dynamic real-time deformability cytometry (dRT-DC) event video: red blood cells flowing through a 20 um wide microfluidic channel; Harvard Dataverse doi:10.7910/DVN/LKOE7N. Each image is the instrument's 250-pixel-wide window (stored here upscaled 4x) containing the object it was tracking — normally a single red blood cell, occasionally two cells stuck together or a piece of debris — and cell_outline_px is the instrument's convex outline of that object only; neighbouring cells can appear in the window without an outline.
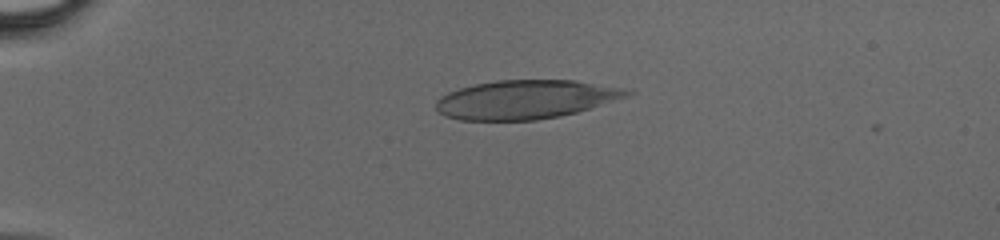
{"species": "human", "species_latin": "Homo sapiens", "temperature_condition": "cold", "stored_images_in_passage": 35, "camera_frame_rate_fps": 3000, "um_per_image_px": 0.085, "donor": {"sex": "male"}, "frame": {"image": 1, "passage_image": 1, "time_ms": 0.0, "image_size_px": [1000, 240], "cell_outline_px": [[636, 92], [628, 96], [576, 112], [560, 116], [536, 120], [460, 120], [444, 116], [436, 108], [436, 100], [440, 96], [448, 92], [460, 88], [476, 84], [496, 80], [576, 80], [624, 88]], "centroid_in_image_um": [44.67, 8.45], "position_along_channel_um": 40.3, "area_um2": 43.12}}
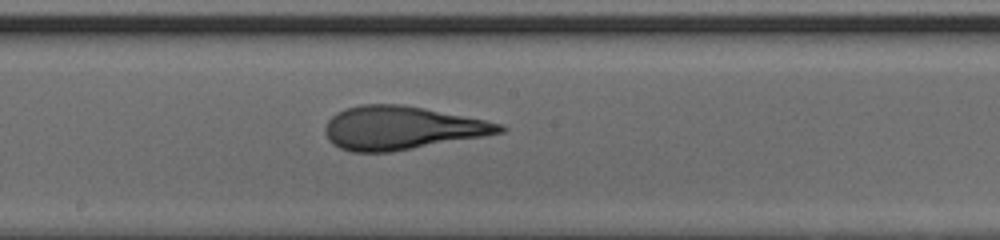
{"frame": {"image": 2, "passage_image": 16, "time_ms": 5.0, "image_size_px": [1000, 240], "cell_outline_px": [[508, 128], [504, 132], [484, 136], [392, 152], [352, 152], [340, 148], [332, 144], [328, 140], [324, 132], [324, 128], [328, 120], [336, 112], [344, 108], [360, 104], [404, 104], [504, 124]], "centroid_in_image_um": [34.11, 10.87], "position_along_channel_um": 214.1, "area_um2": 44.27}}
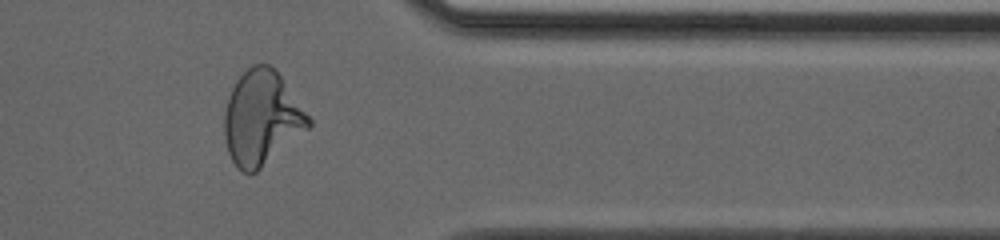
{"frame": {"image": 3, "passage_image": 28, "time_ms": 9.0, "image_size_px": [1000, 240], "cell_outline_px": [[312, 124], [308, 128], [256, 172], [248, 176], [240, 172], [236, 168], [228, 152], [224, 136], [224, 112], [228, 96], [236, 80], [252, 64], [268, 64], [280, 76], [312, 120]], "centroid_in_image_um": [22.2, 10.06], "position_along_channel_um": 389.2, "area_um2": 45.89}}